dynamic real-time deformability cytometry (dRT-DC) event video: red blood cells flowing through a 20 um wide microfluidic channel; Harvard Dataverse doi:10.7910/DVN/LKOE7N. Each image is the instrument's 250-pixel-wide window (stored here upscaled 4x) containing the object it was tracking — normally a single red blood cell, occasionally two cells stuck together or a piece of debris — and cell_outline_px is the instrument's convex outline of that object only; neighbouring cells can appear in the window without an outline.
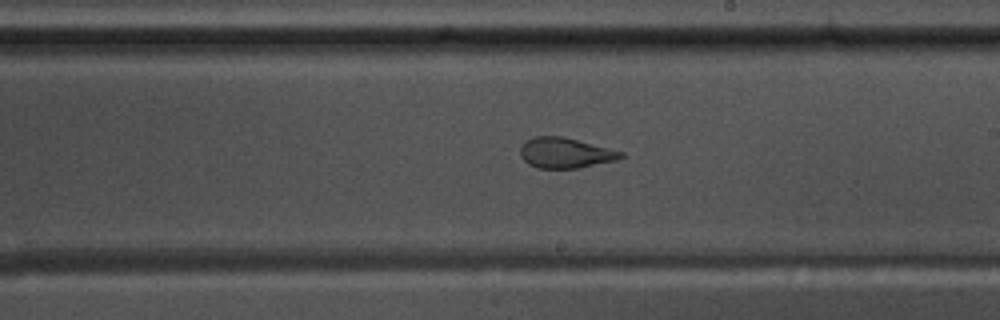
{"species": "common noctule bat (a hibernating species)", "species_latin": "Nyctalus noctula", "temperature_condition": "warm", "stored_images_in_passage": 53, "camera_frame_rate_fps": 3000, "um_per_image_px": 0.085, "animal": {"sex": "male", "body_mass_g": 17.5, "forearm_length_mm": 52.3}, "frame": {"image": 1, "passage_image": 33, "time_ms": 10.667, "image_size_px": [1000, 320], "cell_outline_px": [[624, 156], [616, 160], [580, 168], [536, 168], [528, 164], [520, 156], [520, 148], [524, 140], [532, 136], [560, 136], [624, 152]], "centroid_in_image_um": [48.0, 13.0], "position_along_channel_um": 241.0, "area_um2": 17.8}}
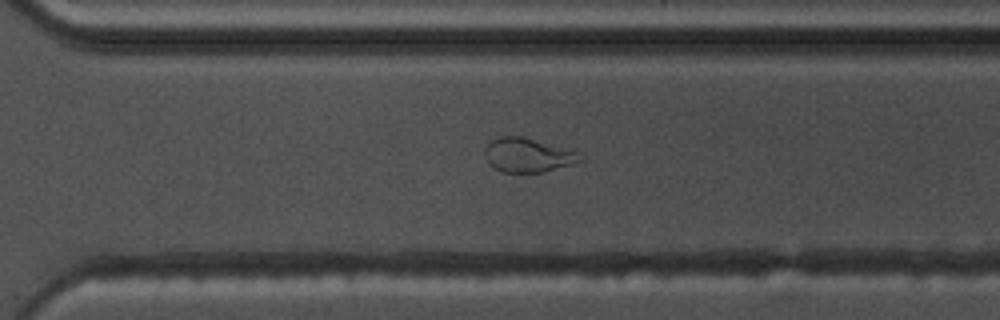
{"frame": {"image": 2, "passage_image": 40, "time_ms": 13.0, "image_size_px": [1000, 320], "cell_outline_px": [[584, 160], [572, 164], [544, 172], [500, 172], [488, 164], [484, 156], [484, 148], [492, 140], [500, 136], [520, 136], [576, 148], [580, 152]], "centroid_in_image_um": [44.93, 13.17], "position_along_channel_um": 325.7, "area_um2": 19.65}}
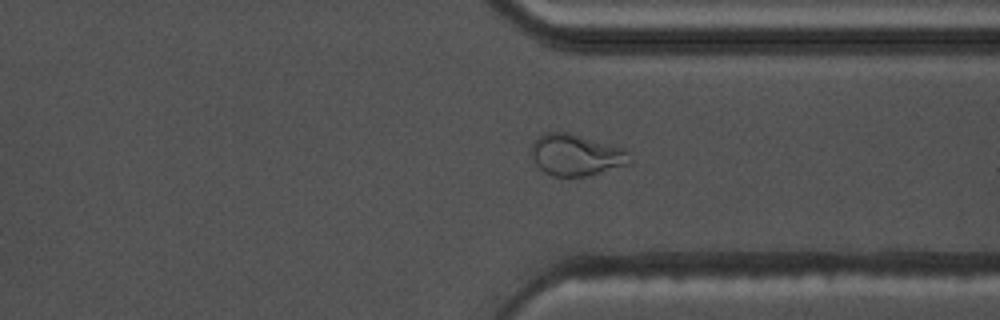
{"frame": {"image": 3, "passage_image": 43, "time_ms": 14.0, "image_size_px": [1000, 320], "cell_outline_px": [[632, 164], [588, 176], [552, 176], [544, 172], [536, 164], [532, 156], [532, 144], [544, 132], [564, 132], [624, 148], [628, 152], [632, 160]], "centroid_in_image_um": [49.0, 13.2], "position_along_channel_um": 362.4, "area_um2": 23.64}}